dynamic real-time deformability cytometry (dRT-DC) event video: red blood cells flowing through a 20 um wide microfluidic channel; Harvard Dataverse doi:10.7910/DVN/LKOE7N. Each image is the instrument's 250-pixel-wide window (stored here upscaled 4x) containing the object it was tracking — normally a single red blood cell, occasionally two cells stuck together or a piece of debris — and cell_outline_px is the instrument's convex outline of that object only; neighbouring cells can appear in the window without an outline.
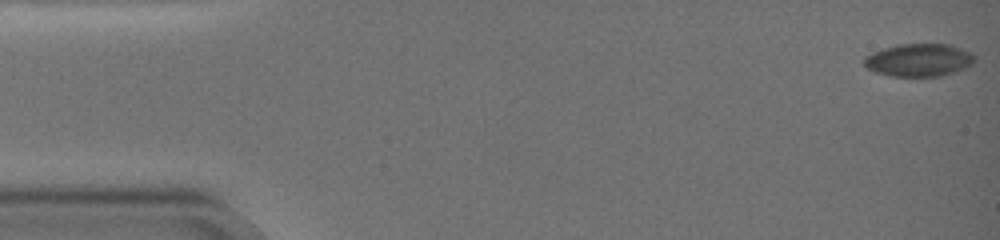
{"species": "common noctule bat (a hibernating species)", "species_latin": "Nyctalus noctula", "temperature_condition": "warm", "stored_images_in_passage": 67, "camera_frame_rate_fps": 3000, "um_per_image_px": 0.085, "animal": {"sex": "female", "body_mass_g": 19.0, "forearm_length_mm": 51.5}, "frame": {"image": 1, "passage_image": 1, "time_ms": 0.0, "image_size_px": [1000, 240], "cell_outline_px": [[972, 60], [964, 68], [940, 76], [888, 76], [876, 72], [868, 68], [864, 64], [864, 60], [868, 56], [876, 52], [888, 48], [904, 44], [944, 44], [968, 52], [972, 56]], "centroid_in_image_um": [78.05, 5.13], "position_along_channel_um": 6.9, "area_um2": 20.06}}
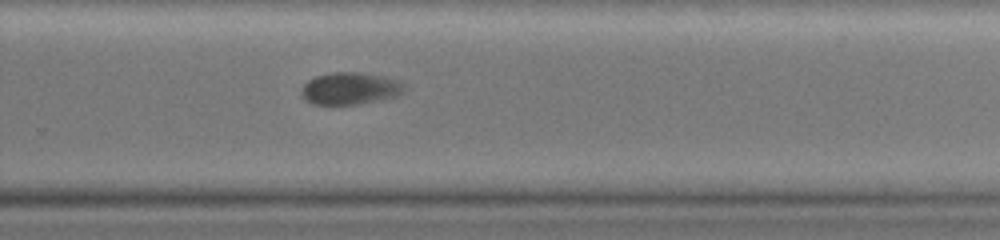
{"frame": {"image": 2, "passage_image": 46, "time_ms": 15.0, "image_size_px": [1000, 240], "cell_outline_px": [[404, 92], [396, 96], [360, 104], [312, 104], [304, 100], [300, 92], [300, 88], [308, 80], [316, 76], [332, 72], [364, 72], [384, 76], [396, 80], [404, 84]], "centroid_in_image_um": [29.72, 7.51], "position_along_channel_um": 300.1, "area_um2": 19.42}}
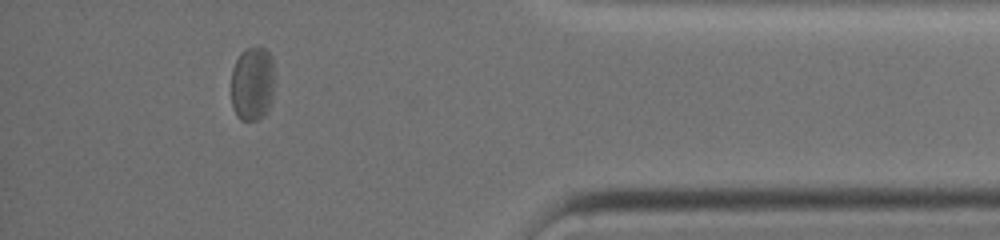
{"frame": {"image": 3, "passage_image": 60, "time_ms": 19.667, "image_size_px": [1000, 240], "cell_outline_px": [[276, 84], [268, 108], [264, 116], [256, 120], [240, 120], [236, 116], [232, 108], [232, 68], [240, 52], [248, 48], [264, 48], [272, 56], [276, 76]], "centroid_in_image_um": [21.49, 7.11], "position_along_channel_um": 413.7, "area_um2": 19.31}, "authors_computed_cell_mechanics": {"area_um2": 19.4208, "velocity_mm_per_s": 2.9246, "shape_relaxation_time_tau1_ms": 5.1622, "shape_relaxation_time_tau2_ms": null, "deformation_change_tau1": 0.1099, "deformation_change_tau2": null}}